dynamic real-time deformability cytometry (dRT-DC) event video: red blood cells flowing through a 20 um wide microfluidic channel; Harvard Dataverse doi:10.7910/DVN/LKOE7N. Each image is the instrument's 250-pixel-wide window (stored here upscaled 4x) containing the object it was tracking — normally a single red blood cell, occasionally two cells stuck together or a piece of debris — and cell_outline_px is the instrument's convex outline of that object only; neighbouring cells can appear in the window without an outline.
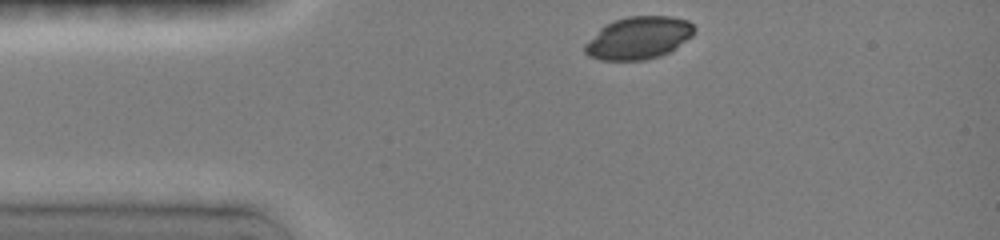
{"species": "common noctule bat (a hibernating species)", "species_latin": "Nyctalus noctula", "temperature_condition": "room temperature", "stored_images_in_passage": 4, "camera_frame_rate_fps": 3000, "um_per_image_px": 0.085, "animal": {"sex": "female", "body_mass_g": 19.0, "forearm_length_mm": 51.5}, "frame": {"image": 1, "passage_image": 1, "time_ms": 0.0, "image_size_px": [1000, 240], "cell_outline_px": [[696, 28], [692, 36], [668, 52], [644, 60], [604, 60], [592, 56], [584, 52], [584, 44], [604, 24], [612, 20], [628, 16], [672, 16], [688, 20]], "centroid_in_image_um": [54.27, 3.19], "position_along_channel_um": 30.7, "area_um2": 26.93}}